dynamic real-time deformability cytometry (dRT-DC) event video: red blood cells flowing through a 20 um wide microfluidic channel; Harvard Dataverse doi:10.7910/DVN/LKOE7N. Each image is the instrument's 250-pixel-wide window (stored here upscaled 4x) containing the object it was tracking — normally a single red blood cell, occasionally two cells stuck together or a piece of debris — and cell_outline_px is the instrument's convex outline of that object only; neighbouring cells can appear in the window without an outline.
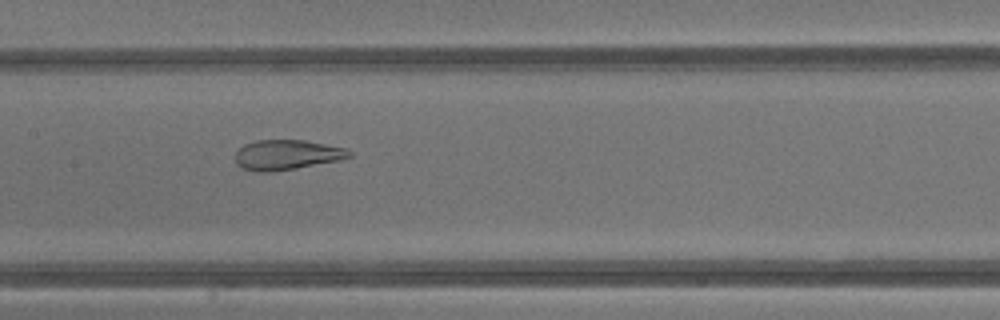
{"species": "common noctule bat (a hibernating species)", "species_latin": "Nyctalus noctula", "temperature_condition": "warm", "stored_images_in_passage": 41, "camera_frame_rate_fps": 3000, "um_per_image_px": 0.085, "animal": {"sex": "male", "body_mass_g": 13.3}, "frame": {"image": 1, "passage_image": 20, "time_ms": 6.333, "image_size_px": [1000, 320], "cell_outline_px": [[352, 156], [340, 160], [296, 168], [272, 172], [260, 172], [240, 168], [236, 164], [236, 152], [244, 144], [256, 140], [304, 140], [348, 148], [352, 152]], "centroid_in_image_um": [24.39, 13.16], "position_along_channel_um": 183.0, "area_um2": 20.06}}
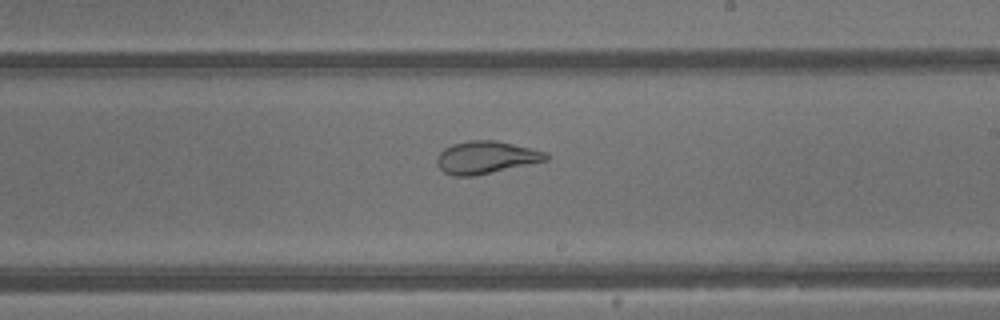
{"frame": {"image": 2, "passage_image": 24, "time_ms": 7.667, "image_size_px": [1000, 320], "cell_outline_px": [[552, 156], [548, 160], [472, 176], [452, 176], [444, 172], [436, 164], [436, 156], [444, 148], [452, 144], [472, 140], [496, 140], [548, 152]], "centroid_in_image_um": [41.31, 13.37], "position_along_channel_um": 247.7, "area_um2": 20.69}}
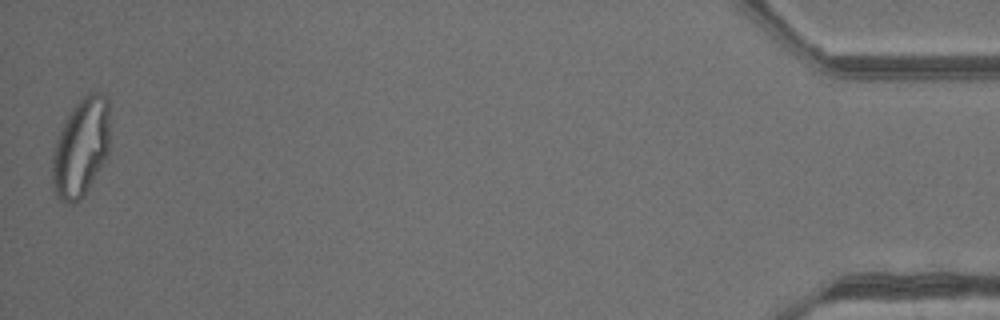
{"frame": {"image": 3, "passage_image": 41, "time_ms": 13.333, "image_size_px": [1000, 320], "cell_outline_px": [[108, 152], [100, 168], [84, 196], [76, 204], [68, 204], [60, 200], [56, 196], [52, 188], [52, 152], [56, 140], [68, 112], [88, 92], [104, 92], [108, 100]], "centroid_in_image_um": [6.85, 12.56], "position_along_channel_um": 428.4, "area_um2": 33.29}, "authors_computed_cell_mechanics": {"area_um2": 28.3798, "velocity_mm_per_s": 4.8812, "shape_relaxation_time_tau1_ms": null, "shape_relaxation_time_tau2_ms": 0.7036, "deformation_change_tau1": null, "deformation_change_tau2": 0.0817}}